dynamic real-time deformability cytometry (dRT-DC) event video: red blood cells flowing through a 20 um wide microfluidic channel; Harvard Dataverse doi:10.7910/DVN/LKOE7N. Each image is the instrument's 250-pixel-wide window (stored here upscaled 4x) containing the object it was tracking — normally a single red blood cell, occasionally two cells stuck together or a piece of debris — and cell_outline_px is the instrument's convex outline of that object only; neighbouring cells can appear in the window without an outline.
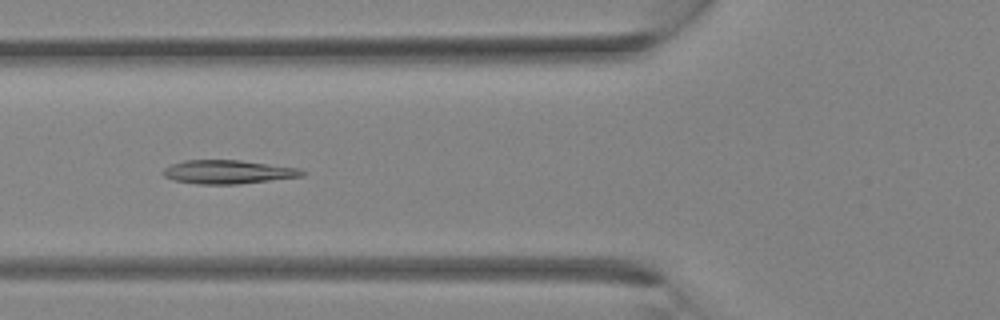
{"species": "Egyptian fruit bat (a non-hibernating species)", "species_latin": "Rousettus aegyptiacus", "temperature_condition": "room temperature", "stored_images_in_passage": 32, "camera_frame_rate_fps": 3000, "um_per_image_px": 0.085, "animal": {"sex": "female"}, "frame": {"image": 1, "passage_image": 12, "time_ms": 3.667, "image_size_px": [1000, 320], "cell_outline_px": [[304, 176], [240, 184], [200, 184], [172, 180], [164, 176], [160, 172], [164, 168], [172, 164], [184, 160], [240, 160], [300, 168], [304, 172]], "centroid_in_image_um": [19.36, 14.61], "position_along_channel_um": 106.4, "area_um2": 19.25}}
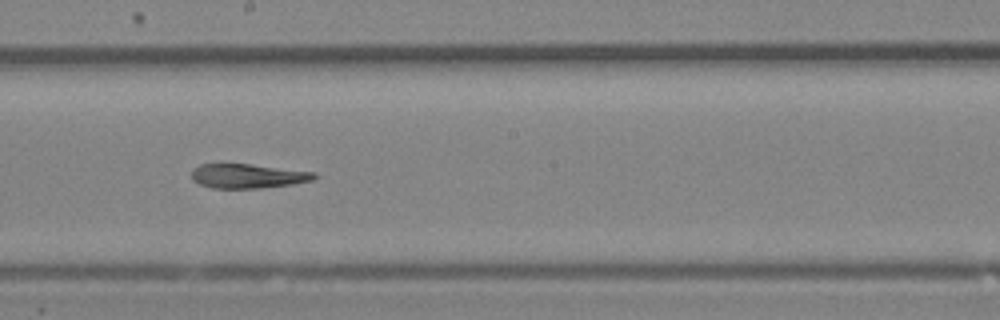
{"frame": {"image": 2, "passage_image": 18, "time_ms": 5.667, "image_size_px": [1000, 320], "cell_outline_px": [[316, 176], [312, 180], [292, 184], [260, 188], [212, 188], [200, 184], [192, 180], [192, 168], [200, 164], [252, 164], [316, 172]], "centroid_in_image_um": [21.04, 14.95], "position_along_channel_um": 227.2, "area_um2": 17.4}}
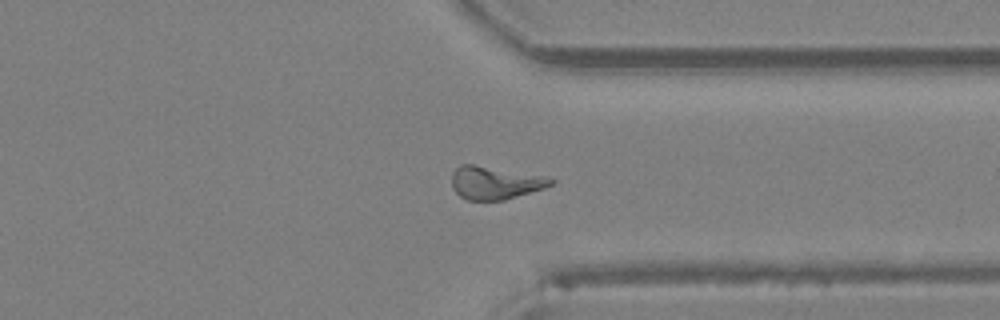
{"frame": {"image": 3, "passage_image": 25, "time_ms": 8.0, "image_size_px": [1000, 320], "cell_outline_px": [[556, 180], [552, 184], [544, 188], [504, 200], [468, 200], [460, 196], [452, 188], [452, 172], [460, 164], [472, 164], [548, 176]], "centroid_in_image_um": [42.08, 15.53], "position_along_channel_um": 369.3, "area_um2": 19.07}}